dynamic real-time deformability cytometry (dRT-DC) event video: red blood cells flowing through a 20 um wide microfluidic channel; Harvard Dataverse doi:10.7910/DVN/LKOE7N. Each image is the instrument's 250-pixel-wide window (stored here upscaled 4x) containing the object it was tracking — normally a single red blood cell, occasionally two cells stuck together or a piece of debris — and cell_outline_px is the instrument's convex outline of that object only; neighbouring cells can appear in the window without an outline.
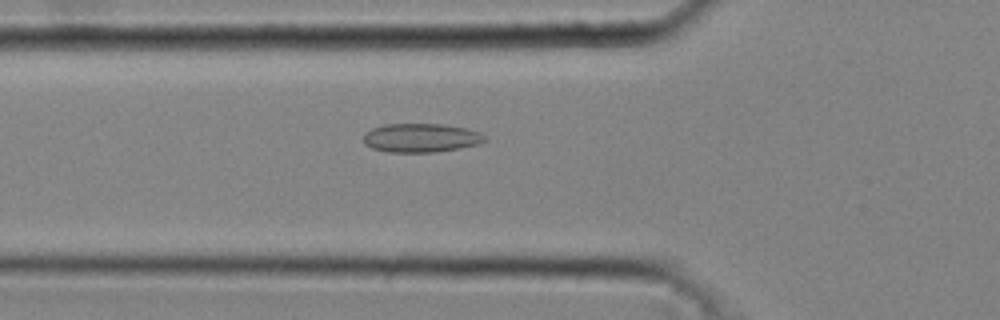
{"species": "common noctule bat (a hibernating species)", "species_latin": "Nyctalus noctula", "temperature_condition": "cold", "stored_images_in_passage": 42, "camera_frame_rate_fps": 3000, "um_per_image_px": 0.085, "animal": {"sex": "male", "body_mass_g": 20.4}, "frame": {"image": 1, "passage_image": 16, "time_ms": 5.0, "image_size_px": [1000, 320], "cell_outline_px": [[488, 140], [476, 144], [460, 148], [436, 152], [388, 152], [372, 148], [364, 144], [364, 132], [372, 128], [384, 124], [444, 124], [464, 128], [480, 132]], "centroid_in_image_um": [35.75, 11.71], "position_along_channel_um": 90.0, "area_um2": 20.4}}
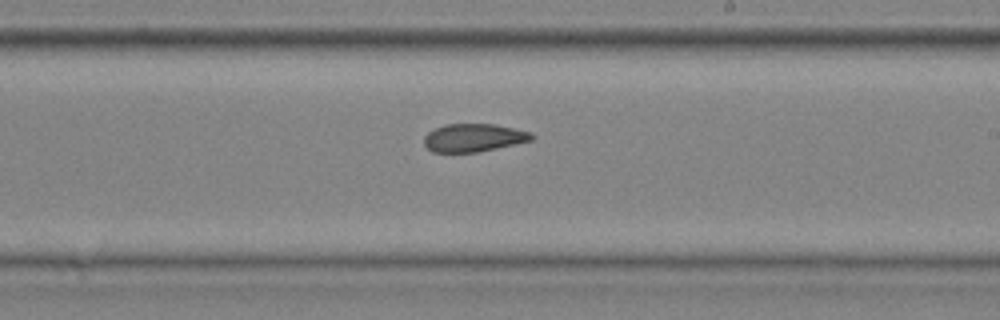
{"frame": {"image": 2, "passage_image": 27, "time_ms": 8.667, "image_size_px": [1000, 320], "cell_outline_px": [[536, 136], [532, 140], [496, 148], [476, 152], [432, 152], [424, 144], [424, 136], [428, 132], [444, 124], [496, 124], [532, 132]], "centroid_in_image_um": [40.27, 11.7], "position_along_channel_um": 248.7, "area_um2": 17.57}}
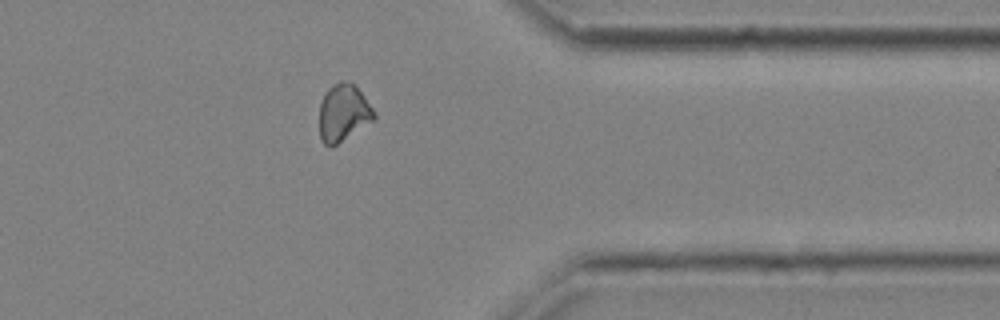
{"frame": {"image": 3, "passage_image": 37, "time_ms": 12.0, "image_size_px": [1000, 320], "cell_outline_px": [[376, 116], [372, 120], [332, 148], [328, 148], [320, 140], [320, 100], [324, 92], [332, 84], [340, 80], [344, 80], [352, 84], [364, 96], [376, 112]], "centroid_in_image_um": [29.14, 9.59], "position_along_channel_um": 382.3, "area_um2": 18.26}, "authors_computed_cell_mechanics": {"area_um2": 18.496, "velocity_mm_per_s": 4.3315, "shape_relaxation_time_tau1_ms": null, "shape_relaxation_time_tau2_ms": 1.8304, "deformation_change_tau1": null, "deformation_change_tau2": 0.0708}}